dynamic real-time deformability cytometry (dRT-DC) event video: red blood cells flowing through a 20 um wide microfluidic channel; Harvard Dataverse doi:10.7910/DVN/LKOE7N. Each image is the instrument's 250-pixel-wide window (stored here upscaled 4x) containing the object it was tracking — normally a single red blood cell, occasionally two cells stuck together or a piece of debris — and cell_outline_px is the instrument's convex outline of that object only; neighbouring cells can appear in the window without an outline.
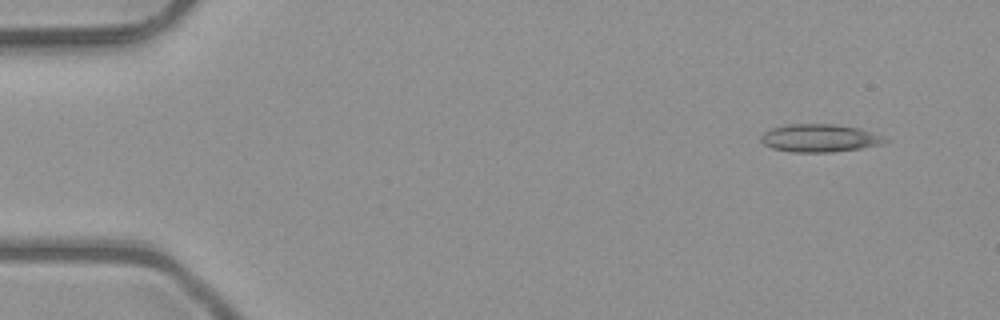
{"species": "common noctule bat (a hibernating species)", "species_latin": "Nyctalus noctula", "temperature_condition": "room temperature", "stored_images_in_passage": 5, "camera_frame_rate_fps": 3000, "um_per_image_px": 0.085, "animal": {"sex": "male", "body_mass_g": 23.1, "forearm_length_mm": 52.7}, "frame": {"image": 1, "passage_image": 1, "time_ms": 0.0, "image_size_px": [1000, 320], "cell_outline_px": [[888, 140], [884, 144], [860, 148], [832, 152], [792, 152], [772, 148], [764, 144], [760, 140], [760, 136], [764, 132], [772, 128], [788, 124], [836, 124], [860, 128], [872, 132]], "centroid_in_image_um": [69.65, 11.73], "position_along_channel_um": 15.3, "area_um2": 20.11}}
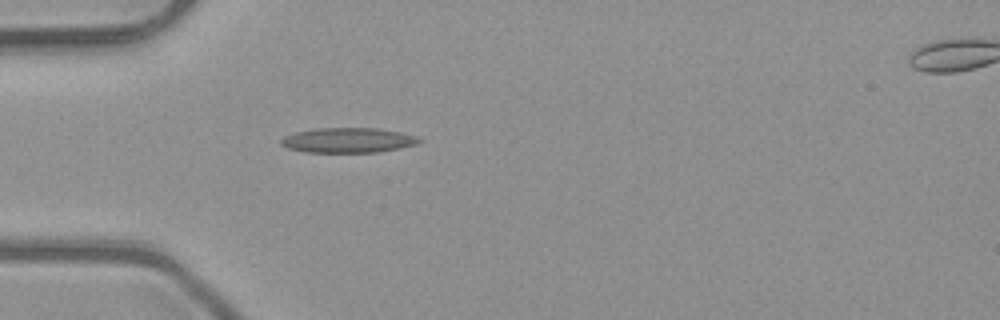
{"frame": {"image": 2, "passage_image": 4, "time_ms": 1.0, "image_size_px": [1000, 320], "cell_outline_px": [[424, 140], [416, 144], [400, 148], [376, 152], [308, 152], [288, 148], [280, 144], [280, 140], [284, 136], [296, 132], [316, 128], [380, 128], [400, 132], [416, 136]], "centroid_in_image_um": [29.6, 11.91], "position_along_channel_um": 55.4, "area_um2": 20.06}}